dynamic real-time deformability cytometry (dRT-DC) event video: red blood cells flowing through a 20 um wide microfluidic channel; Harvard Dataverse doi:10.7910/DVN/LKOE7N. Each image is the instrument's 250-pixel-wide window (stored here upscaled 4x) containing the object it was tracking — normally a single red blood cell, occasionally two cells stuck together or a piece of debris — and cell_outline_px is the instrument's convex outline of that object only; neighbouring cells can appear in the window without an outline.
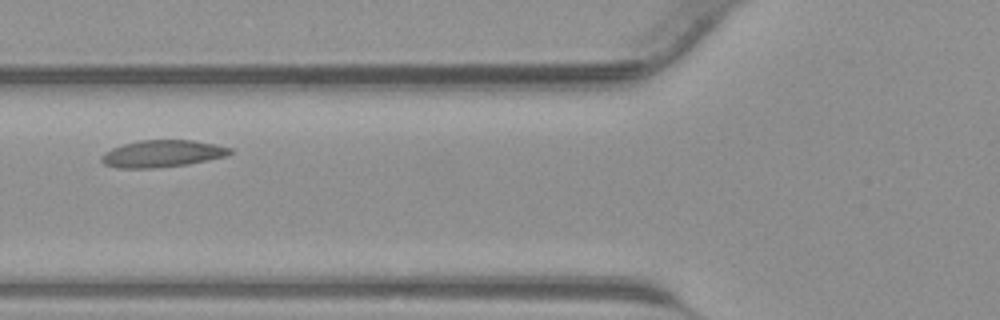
{"species": "common noctule bat (a hibernating species)", "species_latin": "Nyctalus noctula", "temperature_condition": "warm", "stored_images_in_passage": 34, "camera_frame_rate_fps": 3000, "um_per_image_px": 0.085, "animal": {"sex": "male", "body_mass_g": 23.1, "forearm_length_mm": 52.7}, "frame": {"image": 1, "passage_image": 6, "time_ms": 1.667, "image_size_px": [1000, 320], "cell_outline_px": [[232, 152], [228, 156], [188, 164], [152, 168], [116, 168], [104, 164], [100, 160], [100, 156], [104, 152], [112, 148], [124, 144], [140, 140], [192, 140], [232, 148]], "centroid_in_image_um": [13.76, 13.06], "position_along_channel_um": 112.0, "area_um2": 20.23}}